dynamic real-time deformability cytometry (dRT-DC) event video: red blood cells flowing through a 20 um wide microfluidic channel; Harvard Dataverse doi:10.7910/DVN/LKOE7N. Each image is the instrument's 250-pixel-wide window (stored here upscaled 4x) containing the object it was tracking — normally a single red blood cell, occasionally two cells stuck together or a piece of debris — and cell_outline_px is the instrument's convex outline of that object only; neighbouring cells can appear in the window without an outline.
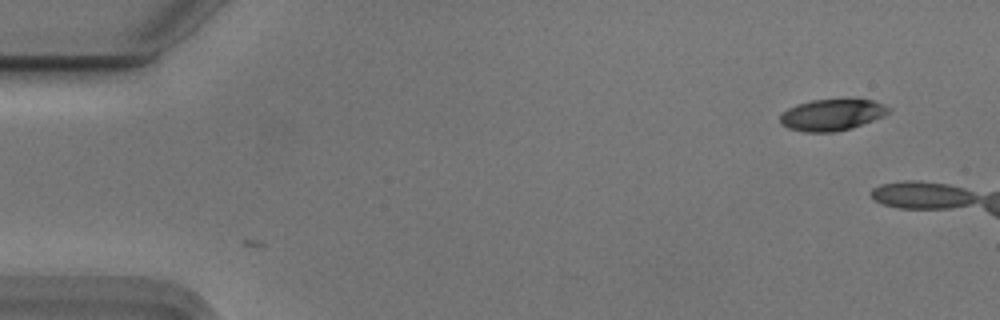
{"species": "Egyptian fruit bat (a non-hibernating species)", "species_latin": "Rousettus aegyptiacus", "temperature_condition": "cold", "stored_images_in_passage": 4, "camera_frame_rate_fps": 3000, "um_per_image_px": 0.085, "animal": {"sex": "male"}, "frame": {"image": 1, "passage_image": 4, "time_ms": 1.0, "image_size_px": [1000, 320], "cell_outline_px": [[892, 108], [884, 116], [852, 128], [836, 132], [808, 132], [788, 128], [780, 124], [780, 116], [788, 108], [796, 104], [812, 100], [872, 100]], "centroid_in_image_um": [70.7, 9.77], "position_along_channel_um": 14.3, "area_um2": 19.71}}